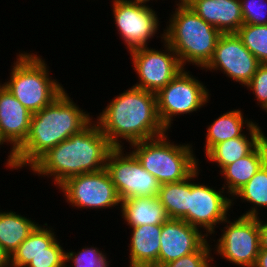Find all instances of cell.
Returning a JSON list of instances; mask_svg holds the SVG:
<instances>
[{
  "instance_id": "obj_1",
  "label": "cell",
  "mask_w": 267,
  "mask_h": 267,
  "mask_svg": "<svg viewBox=\"0 0 267 267\" xmlns=\"http://www.w3.org/2000/svg\"><path fill=\"white\" fill-rule=\"evenodd\" d=\"M96 123L114 148L168 133L157 109L156 94L134 86L119 93L97 116Z\"/></svg>"
},
{
  "instance_id": "obj_2",
  "label": "cell",
  "mask_w": 267,
  "mask_h": 267,
  "mask_svg": "<svg viewBox=\"0 0 267 267\" xmlns=\"http://www.w3.org/2000/svg\"><path fill=\"white\" fill-rule=\"evenodd\" d=\"M113 148L92 120L80 132L48 149L29 169L38 177H52L54 185L59 187L70 177L104 169Z\"/></svg>"
},
{
  "instance_id": "obj_3",
  "label": "cell",
  "mask_w": 267,
  "mask_h": 267,
  "mask_svg": "<svg viewBox=\"0 0 267 267\" xmlns=\"http://www.w3.org/2000/svg\"><path fill=\"white\" fill-rule=\"evenodd\" d=\"M92 120L65 90L50 105L32 114L28 136L13 153L15 170L30 167L48 149L80 132Z\"/></svg>"
},
{
  "instance_id": "obj_4",
  "label": "cell",
  "mask_w": 267,
  "mask_h": 267,
  "mask_svg": "<svg viewBox=\"0 0 267 267\" xmlns=\"http://www.w3.org/2000/svg\"><path fill=\"white\" fill-rule=\"evenodd\" d=\"M176 6L163 31V40L172 47L183 68L192 64L203 70L212 59L222 33L187 4L178 2Z\"/></svg>"
},
{
  "instance_id": "obj_5",
  "label": "cell",
  "mask_w": 267,
  "mask_h": 267,
  "mask_svg": "<svg viewBox=\"0 0 267 267\" xmlns=\"http://www.w3.org/2000/svg\"><path fill=\"white\" fill-rule=\"evenodd\" d=\"M16 58L9 80L3 85L31 114L50 105L65 91L57 79L51 78L42 56L19 51Z\"/></svg>"
},
{
  "instance_id": "obj_6",
  "label": "cell",
  "mask_w": 267,
  "mask_h": 267,
  "mask_svg": "<svg viewBox=\"0 0 267 267\" xmlns=\"http://www.w3.org/2000/svg\"><path fill=\"white\" fill-rule=\"evenodd\" d=\"M131 152L160 184L185 180L199 168V159L189 143L175 144L165 133L130 144Z\"/></svg>"
},
{
  "instance_id": "obj_7",
  "label": "cell",
  "mask_w": 267,
  "mask_h": 267,
  "mask_svg": "<svg viewBox=\"0 0 267 267\" xmlns=\"http://www.w3.org/2000/svg\"><path fill=\"white\" fill-rule=\"evenodd\" d=\"M209 89L197 77L183 68L167 86L156 93L159 118L169 131L177 115L190 114L210 100ZM176 116V117H175Z\"/></svg>"
},
{
  "instance_id": "obj_8",
  "label": "cell",
  "mask_w": 267,
  "mask_h": 267,
  "mask_svg": "<svg viewBox=\"0 0 267 267\" xmlns=\"http://www.w3.org/2000/svg\"><path fill=\"white\" fill-rule=\"evenodd\" d=\"M124 149L125 147L113 148L105 166L120 200L158 196L161 184L143 168L131 151L125 154Z\"/></svg>"
},
{
  "instance_id": "obj_9",
  "label": "cell",
  "mask_w": 267,
  "mask_h": 267,
  "mask_svg": "<svg viewBox=\"0 0 267 267\" xmlns=\"http://www.w3.org/2000/svg\"><path fill=\"white\" fill-rule=\"evenodd\" d=\"M227 217L215 254L239 267H254L260 252L259 216H239L233 222ZM229 224V225H228Z\"/></svg>"
},
{
  "instance_id": "obj_10",
  "label": "cell",
  "mask_w": 267,
  "mask_h": 267,
  "mask_svg": "<svg viewBox=\"0 0 267 267\" xmlns=\"http://www.w3.org/2000/svg\"><path fill=\"white\" fill-rule=\"evenodd\" d=\"M199 171L200 168L189 177V210L182 220L206 232L208 237L214 235L215 228L218 227L216 225H220L228 217L232 199L225 196L227 192L223 187L216 190L203 183L193 182L198 178Z\"/></svg>"
},
{
  "instance_id": "obj_11",
  "label": "cell",
  "mask_w": 267,
  "mask_h": 267,
  "mask_svg": "<svg viewBox=\"0 0 267 267\" xmlns=\"http://www.w3.org/2000/svg\"><path fill=\"white\" fill-rule=\"evenodd\" d=\"M58 189L68 204L78 209H112L121 204L106 168L70 177Z\"/></svg>"
},
{
  "instance_id": "obj_12",
  "label": "cell",
  "mask_w": 267,
  "mask_h": 267,
  "mask_svg": "<svg viewBox=\"0 0 267 267\" xmlns=\"http://www.w3.org/2000/svg\"><path fill=\"white\" fill-rule=\"evenodd\" d=\"M165 52L151 49L148 46L130 51L133 69L138 75L136 88L157 93L172 81L183 69L177 54L172 47L160 36Z\"/></svg>"
},
{
  "instance_id": "obj_13",
  "label": "cell",
  "mask_w": 267,
  "mask_h": 267,
  "mask_svg": "<svg viewBox=\"0 0 267 267\" xmlns=\"http://www.w3.org/2000/svg\"><path fill=\"white\" fill-rule=\"evenodd\" d=\"M114 23L128 52L148 46L159 30L157 13L149 5L112 0ZM150 39V40H149Z\"/></svg>"
},
{
  "instance_id": "obj_14",
  "label": "cell",
  "mask_w": 267,
  "mask_h": 267,
  "mask_svg": "<svg viewBox=\"0 0 267 267\" xmlns=\"http://www.w3.org/2000/svg\"><path fill=\"white\" fill-rule=\"evenodd\" d=\"M260 64L237 34L229 33L220 35L213 57L203 69L206 72L221 70L228 78L245 87Z\"/></svg>"
},
{
  "instance_id": "obj_15",
  "label": "cell",
  "mask_w": 267,
  "mask_h": 267,
  "mask_svg": "<svg viewBox=\"0 0 267 267\" xmlns=\"http://www.w3.org/2000/svg\"><path fill=\"white\" fill-rule=\"evenodd\" d=\"M32 114L0 83V139L11 145L7 155V168L15 170L13 153L25 142Z\"/></svg>"
},
{
  "instance_id": "obj_16",
  "label": "cell",
  "mask_w": 267,
  "mask_h": 267,
  "mask_svg": "<svg viewBox=\"0 0 267 267\" xmlns=\"http://www.w3.org/2000/svg\"><path fill=\"white\" fill-rule=\"evenodd\" d=\"M207 238L203 231L184 220L169 218L162 224L158 267L196 252Z\"/></svg>"
},
{
  "instance_id": "obj_17",
  "label": "cell",
  "mask_w": 267,
  "mask_h": 267,
  "mask_svg": "<svg viewBox=\"0 0 267 267\" xmlns=\"http://www.w3.org/2000/svg\"><path fill=\"white\" fill-rule=\"evenodd\" d=\"M187 5L222 34L236 33L243 25L240 0H191Z\"/></svg>"
},
{
  "instance_id": "obj_18",
  "label": "cell",
  "mask_w": 267,
  "mask_h": 267,
  "mask_svg": "<svg viewBox=\"0 0 267 267\" xmlns=\"http://www.w3.org/2000/svg\"><path fill=\"white\" fill-rule=\"evenodd\" d=\"M129 267H158L162 224L129 227Z\"/></svg>"
},
{
  "instance_id": "obj_19",
  "label": "cell",
  "mask_w": 267,
  "mask_h": 267,
  "mask_svg": "<svg viewBox=\"0 0 267 267\" xmlns=\"http://www.w3.org/2000/svg\"><path fill=\"white\" fill-rule=\"evenodd\" d=\"M267 161V136L246 156L227 165L220 173L224 176L223 188L232 197Z\"/></svg>"
},
{
  "instance_id": "obj_20",
  "label": "cell",
  "mask_w": 267,
  "mask_h": 267,
  "mask_svg": "<svg viewBox=\"0 0 267 267\" xmlns=\"http://www.w3.org/2000/svg\"><path fill=\"white\" fill-rule=\"evenodd\" d=\"M249 133L214 145L205 155L208 161L220 168V172L240 158L248 155L266 136L263 129L255 123L247 129Z\"/></svg>"
},
{
  "instance_id": "obj_21",
  "label": "cell",
  "mask_w": 267,
  "mask_h": 267,
  "mask_svg": "<svg viewBox=\"0 0 267 267\" xmlns=\"http://www.w3.org/2000/svg\"><path fill=\"white\" fill-rule=\"evenodd\" d=\"M118 208L125 224L130 227L163 224L169 219L158 196L122 200Z\"/></svg>"
},
{
  "instance_id": "obj_22",
  "label": "cell",
  "mask_w": 267,
  "mask_h": 267,
  "mask_svg": "<svg viewBox=\"0 0 267 267\" xmlns=\"http://www.w3.org/2000/svg\"><path fill=\"white\" fill-rule=\"evenodd\" d=\"M256 122H252V119H244L243 112L240 109H234L220 114V116L213 120L207 127L205 154L214 146L220 142L243 136L248 128H251ZM246 125V126H245Z\"/></svg>"
},
{
  "instance_id": "obj_23",
  "label": "cell",
  "mask_w": 267,
  "mask_h": 267,
  "mask_svg": "<svg viewBox=\"0 0 267 267\" xmlns=\"http://www.w3.org/2000/svg\"><path fill=\"white\" fill-rule=\"evenodd\" d=\"M39 225L35 220L16 214L14 211H0V244L9 256Z\"/></svg>"
},
{
  "instance_id": "obj_24",
  "label": "cell",
  "mask_w": 267,
  "mask_h": 267,
  "mask_svg": "<svg viewBox=\"0 0 267 267\" xmlns=\"http://www.w3.org/2000/svg\"><path fill=\"white\" fill-rule=\"evenodd\" d=\"M38 225L10 256V267H26L41 252H49V247L57 240L51 226ZM49 227V228H48Z\"/></svg>"
},
{
  "instance_id": "obj_25",
  "label": "cell",
  "mask_w": 267,
  "mask_h": 267,
  "mask_svg": "<svg viewBox=\"0 0 267 267\" xmlns=\"http://www.w3.org/2000/svg\"><path fill=\"white\" fill-rule=\"evenodd\" d=\"M239 197L241 201H247L251 206L253 205L242 216L258 217L261 207L267 208V161L249 182L232 196V206L234 205L233 201Z\"/></svg>"
},
{
  "instance_id": "obj_26",
  "label": "cell",
  "mask_w": 267,
  "mask_h": 267,
  "mask_svg": "<svg viewBox=\"0 0 267 267\" xmlns=\"http://www.w3.org/2000/svg\"><path fill=\"white\" fill-rule=\"evenodd\" d=\"M158 197L171 219H182L189 210V177L160 185Z\"/></svg>"
},
{
  "instance_id": "obj_27",
  "label": "cell",
  "mask_w": 267,
  "mask_h": 267,
  "mask_svg": "<svg viewBox=\"0 0 267 267\" xmlns=\"http://www.w3.org/2000/svg\"><path fill=\"white\" fill-rule=\"evenodd\" d=\"M236 34L261 64L267 63V25L243 24Z\"/></svg>"
},
{
  "instance_id": "obj_28",
  "label": "cell",
  "mask_w": 267,
  "mask_h": 267,
  "mask_svg": "<svg viewBox=\"0 0 267 267\" xmlns=\"http://www.w3.org/2000/svg\"><path fill=\"white\" fill-rule=\"evenodd\" d=\"M109 258L97 247H83L77 253L74 251L65 252V267H109ZM71 265H67L69 263Z\"/></svg>"
},
{
  "instance_id": "obj_29",
  "label": "cell",
  "mask_w": 267,
  "mask_h": 267,
  "mask_svg": "<svg viewBox=\"0 0 267 267\" xmlns=\"http://www.w3.org/2000/svg\"><path fill=\"white\" fill-rule=\"evenodd\" d=\"M208 242L207 240L196 252L171 261L162 267H212L214 257L211 256L212 245Z\"/></svg>"
},
{
  "instance_id": "obj_30",
  "label": "cell",
  "mask_w": 267,
  "mask_h": 267,
  "mask_svg": "<svg viewBox=\"0 0 267 267\" xmlns=\"http://www.w3.org/2000/svg\"><path fill=\"white\" fill-rule=\"evenodd\" d=\"M243 24L267 25V0H240Z\"/></svg>"
},
{
  "instance_id": "obj_31",
  "label": "cell",
  "mask_w": 267,
  "mask_h": 267,
  "mask_svg": "<svg viewBox=\"0 0 267 267\" xmlns=\"http://www.w3.org/2000/svg\"><path fill=\"white\" fill-rule=\"evenodd\" d=\"M26 267H65V250L57 239L49 247V252L37 254Z\"/></svg>"
},
{
  "instance_id": "obj_32",
  "label": "cell",
  "mask_w": 267,
  "mask_h": 267,
  "mask_svg": "<svg viewBox=\"0 0 267 267\" xmlns=\"http://www.w3.org/2000/svg\"><path fill=\"white\" fill-rule=\"evenodd\" d=\"M246 87L253 92L257 104L264 110L267 107V63L258 66Z\"/></svg>"
},
{
  "instance_id": "obj_33",
  "label": "cell",
  "mask_w": 267,
  "mask_h": 267,
  "mask_svg": "<svg viewBox=\"0 0 267 267\" xmlns=\"http://www.w3.org/2000/svg\"><path fill=\"white\" fill-rule=\"evenodd\" d=\"M260 248L267 250V222L259 217Z\"/></svg>"
},
{
  "instance_id": "obj_34",
  "label": "cell",
  "mask_w": 267,
  "mask_h": 267,
  "mask_svg": "<svg viewBox=\"0 0 267 267\" xmlns=\"http://www.w3.org/2000/svg\"><path fill=\"white\" fill-rule=\"evenodd\" d=\"M254 267H267V250L260 248Z\"/></svg>"
},
{
  "instance_id": "obj_35",
  "label": "cell",
  "mask_w": 267,
  "mask_h": 267,
  "mask_svg": "<svg viewBox=\"0 0 267 267\" xmlns=\"http://www.w3.org/2000/svg\"><path fill=\"white\" fill-rule=\"evenodd\" d=\"M0 267H10V256L0 244Z\"/></svg>"
},
{
  "instance_id": "obj_36",
  "label": "cell",
  "mask_w": 267,
  "mask_h": 267,
  "mask_svg": "<svg viewBox=\"0 0 267 267\" xmlns=\"http://www.w3.org/2000/svg\"><path fill=\"white\" fill-rule=\"evenodd\" d=\"M127 2H130V3H135V4H142V5H147V3L150 1V0H125ZM153 1V0H152Z\"/></svg>"
},
{
  "instance_id": "obj_37",
  "label": "cell",
  "mask_w": 267,
  "mask_h": 267,
  "mask_svg": "<svg viewBox=\"0 0 267 267\" xmlns=\"http://www.w3.org/2000/svg\"><path fill=\"white\" fill-rule=\"evenodd\" d=\"M177 1V0H176ZM191 0H178L177 2L188 4Z\"/></svg>"
},
{
  "instance_id": "obj_38",
  "label": "cell",
  "mask_w": 267,
  "mask_h": 267,
  "mask_svg": "<svg viewBox=\"0 0 267 267\" xmlns=\"http://www.w3.org/2000/svg\"><path fill=\"white\" fill-rule=\"evenodd\" d=\"M1 145H4V143H3V141L0 139V146H1Z\"/></svg>"
}]
</instances>
